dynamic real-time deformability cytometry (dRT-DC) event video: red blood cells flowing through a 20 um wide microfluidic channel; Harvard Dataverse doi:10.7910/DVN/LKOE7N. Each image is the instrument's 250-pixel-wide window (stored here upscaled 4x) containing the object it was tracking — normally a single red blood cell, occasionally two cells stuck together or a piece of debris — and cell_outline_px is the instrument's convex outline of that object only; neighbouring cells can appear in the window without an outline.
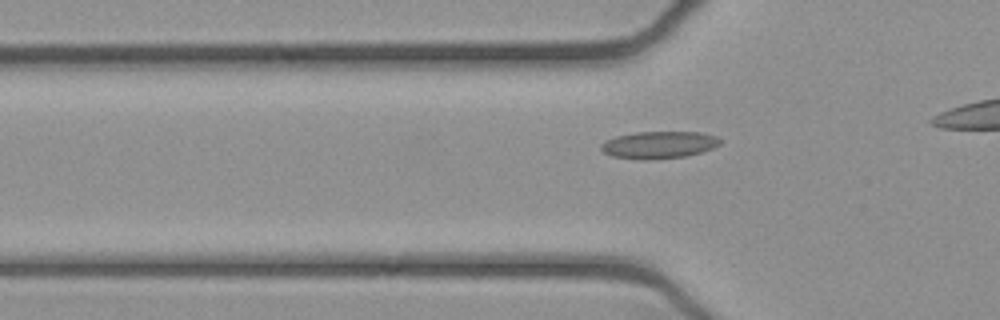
{"species": "common noctule bat (a hibernating species)", "species_latin": "Nyctalus noctula", "temperature_condition": "cold", "stored_images_in_passage": 35, "camera_frame_rate_fps": 3000, "um_per_image_px": 0.085, "animal": {"sex": "female", "body_mass_g": 21.9}, "frame": {"image": 1, "passage_image": 10, "time_ms": 3.0, "image_size_px": [1000, 320], "cell_outline_px": [[720, 144], [712, 148], [688, 156], [652, 160], [640, 160], [612, 156], [604, 152], [600, 148], [600, 144], [616, 136], [636, 132], [700, 132], [716, 136], [720, 140]], "centroid_in_image_um": [56.0, 12.32], "position_along_channel_um": 69.8, "area_um2": 18.9}}
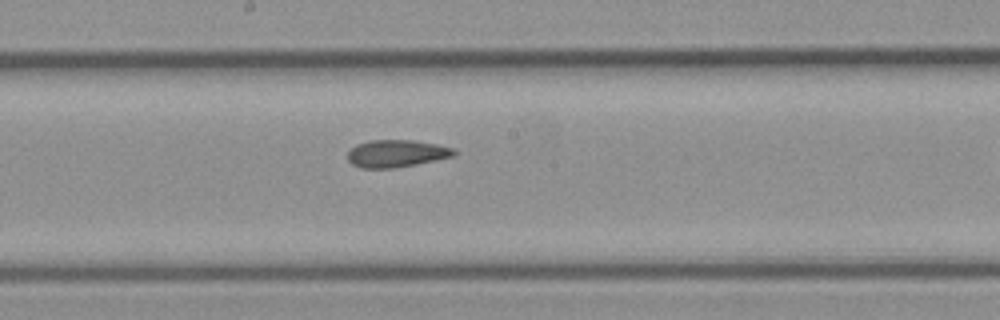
{"frame": {"image": 2, "passage_image": 21, "time_ms": 6.667, "image_size_px": [1000, 320], "cell_outline_px": [[456, 156], [396, 168], [360, 168], [352, 164], [348, 160], [348, 152], [356, 144], [368, 140], [416, 140], [436, 144], [452, 148], [456, 152]], "centroid_in_image_um": [33.69, 13.05], "position_along_channel_um": 214.5, "area_um2": 17.05}}
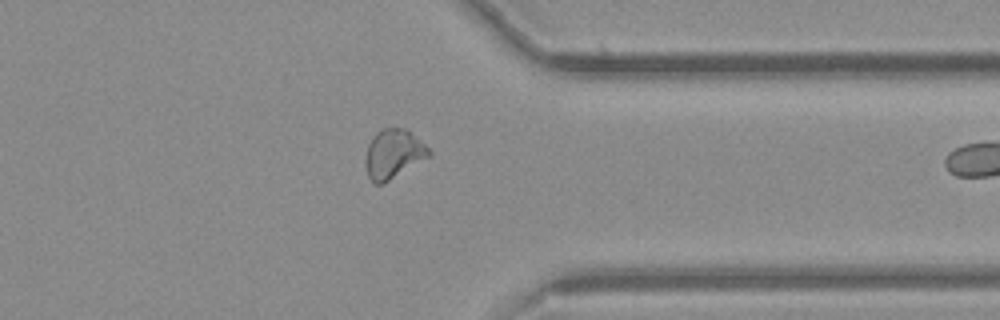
{"frame": {"image": 3, "passage_image": 34, "time_ms": 11.0, "image_size_px": [1000, 320], "cell_outline_px": [[432, 156], [384, 184], [372, 184], [368, 176], [364, 164], [364, 156], [368, 144], [372, 136], [376, 132], [384, 128], [404, 128], [424, 144], [432, 152]], "centroid_in_image_um": [33.41, 13.13], "position_along_channel_um": 378.0, "area_um2": 18.55}}